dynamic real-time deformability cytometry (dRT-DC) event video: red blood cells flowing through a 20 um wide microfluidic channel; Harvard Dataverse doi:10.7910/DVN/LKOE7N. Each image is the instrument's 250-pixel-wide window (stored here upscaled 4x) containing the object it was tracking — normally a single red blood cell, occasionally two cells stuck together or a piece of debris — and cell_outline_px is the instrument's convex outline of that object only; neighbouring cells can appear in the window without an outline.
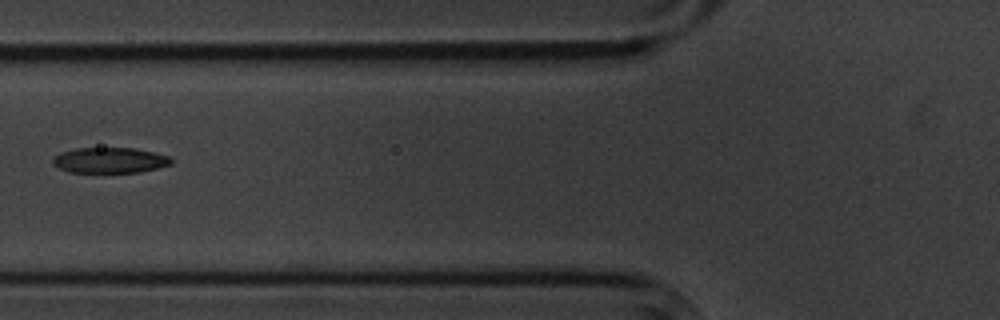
{"species": "common noctule bat (a hibernating species)", "species_latin": "Nyctalus noctula", "temperature_condition": "cold", "stored_images_in_passage": 7, "camera_frame_rate_fps": 3000, "um_per_image_px": 0.085, "animal": {"sex": "male", "body_mass_g": 20.1, "forearm_length_mm": 53.5}, "frame": {"image": 1, "passage_image": 6, "time_ms": 6.0, "image_size_px": [1000, 320], "cell_outline_px": [[172, 164], [140, 172], [68, 172], [52, 164], [52, 160], [60, 152], [76, 148], [136, 148], [168, 156], [172, 160]], "centroid_in_image_um": [9.32, 13.62], "position_along_channel_um": 116.5, "area_um2": 17.51}}
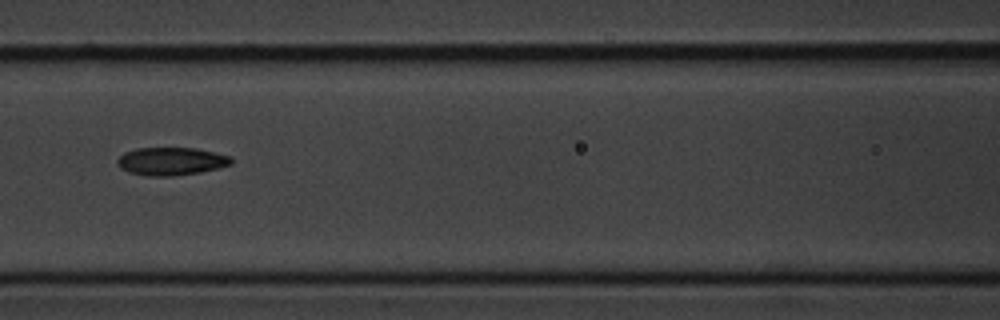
{"frame": {"image": 2, "passage_image": 7, "time_ms": 7.0, "image_size_px": [1000, 320], "cell_outline_px": [[232, 164], [200, 172], [172, 176], [148, 176], [128, 172], [120, 168], [116, 164], [116, 160], [124, 152], [136, 148], [196, 148], [232, 156]], "centroid_in_image_um": [14.52, 13.7], "position_along_channel_um": 152.1, "area_um2": 18.61}}